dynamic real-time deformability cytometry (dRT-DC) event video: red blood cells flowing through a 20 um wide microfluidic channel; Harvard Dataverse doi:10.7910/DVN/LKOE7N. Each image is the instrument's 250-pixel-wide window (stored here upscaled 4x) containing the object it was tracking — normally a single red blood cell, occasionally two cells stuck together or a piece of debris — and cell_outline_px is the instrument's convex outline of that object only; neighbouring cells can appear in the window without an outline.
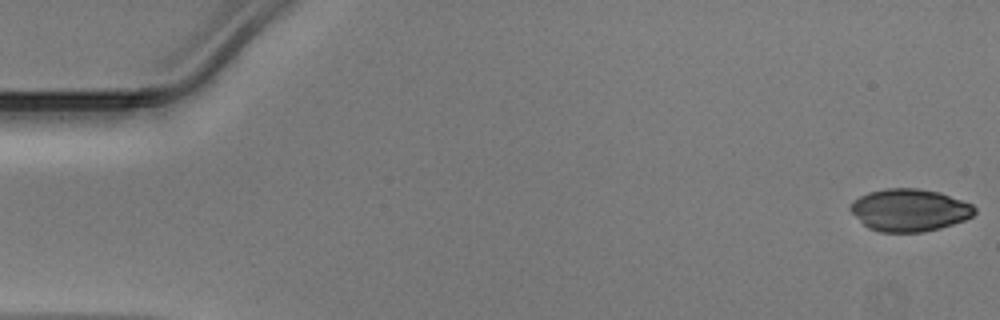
{"species": "Egyptian fruit bat (a non-hibernating species)", "species_latin": "Rousettus aegyptiacus", "temperature_condition": "warm", "stored_images_in_passage": 49, "camera_frame_rate_fps": 3000, "um_per_image_px": 0.085, "animal": {"sex": "male"}, "frame": {"image": 1, "passage_image": 1, "time_ms": 0.0, "image_size_px": [1000, 320], "cell_outline_px": [[976, 212], [972, 216], [964, 220], [940, 228], [924, 232], [880, 232], [868, 228], [848, 208], [852, 200], [868, 192], [888, 188], [916, 188], [940, 192], [972, 204], [976, 208]], "centroid_in_image_um": [77.3, 17.85], "position_along_channel_um": 7.7, "area_um2": 30.69}}
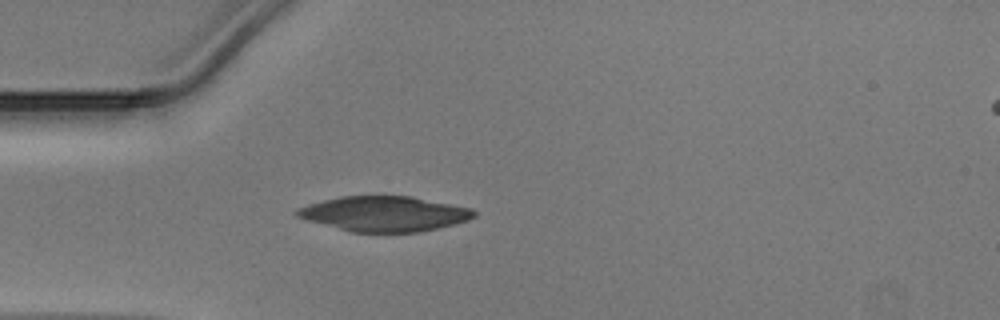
{"frame": {"image": 2, "passage_image": 14, "time_ms": 4.333, "image_size_px": [1000, 320], "cell_outline_px": [[476, 216], [468, 220], [420, 232], [352, 232], [308, 220], [296, 216], [292, 212], [296, 208], [308, 204], [340, 196], [412, 196], [472, 208], [476, 212]], "centroid_in_image_um": [32.65, 18.16], "position_along_channel_um": 52.3, "area_um2": 36.13}}
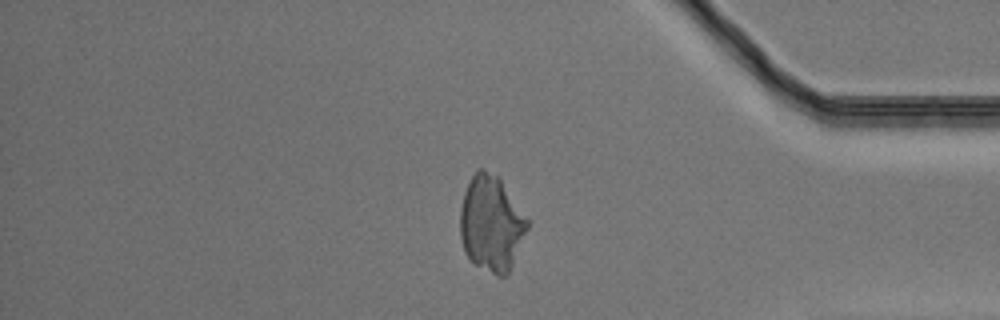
{"frame": {"image": 3, "passage_image": 41, "time_ms": 13.333, "image_size_px": [1000, 320], "cell_outline_px": [[528, 228], [512, 264], [508, 272], [504, 276], [496, 276], [472, 264], [464, 252], [460, 236], [460, 212], [464, 192], [476, 168], [484, 168], [500, 176], [528, 220]], "centroid_in_image_um": [41.74, 18.98], "position_along_channel_um": 393.5, "area_um2": 37.74}}